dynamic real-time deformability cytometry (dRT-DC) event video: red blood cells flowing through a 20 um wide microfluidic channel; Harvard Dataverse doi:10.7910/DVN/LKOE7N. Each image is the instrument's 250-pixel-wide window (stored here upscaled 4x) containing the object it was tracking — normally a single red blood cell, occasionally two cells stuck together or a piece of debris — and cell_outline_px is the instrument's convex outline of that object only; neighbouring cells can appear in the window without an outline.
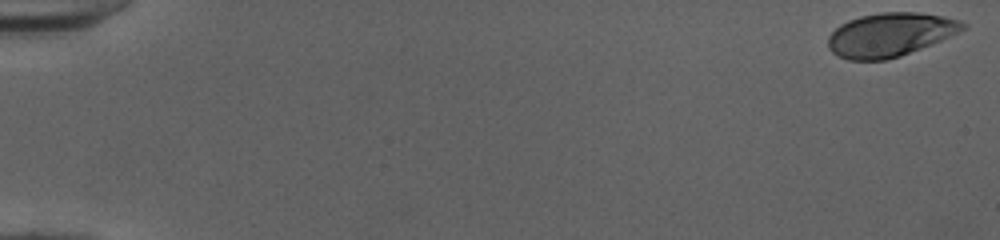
{"species": "human", "species_latin": "Homo sapiens", "temperature_condition": "cold", "stored_images_in_passage": 52, "camera_frame_rate_fps": 3000, "um_per_image_px": 0.085, "donor": {"sex": "female"}, "frame": {"image": 1, "passage_image": 1, "time_ms": 0.0, "image_size_px": [1000, 240], "cell_outline_px": [[968, 24], [964, 28], [940, 40], [900, 56], [888, 60], [848, 60], [832, 52], [828, 48], [828, 36], [840, 24], [848, 20], [860, 16], [884, 12], [916, 12], [940, 16], [956, 20]], "centroid_in_image_um": [75.59, 2.95], "position_along_channel_um": 9.4, "area_um2": 33.76}}
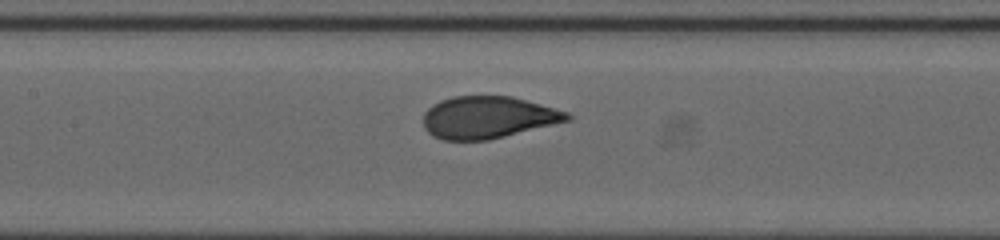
{"frame": {"image": 2, "passage_image": 26, "time_ms": 8.333, "image_size_px": [1000, 240], "cell_outline_px": [[572, 120], [488, 140], [444, 140], [432, 136], [424, 128], [424, 112], [432, 104], [440, 100], [452, 96], [512, 96], [568, 112], [572, 116]], "centroid_in_image_um": [41.47, 9.97], "position_along_channel_um": 165.9, "area_um2": 35.37}}
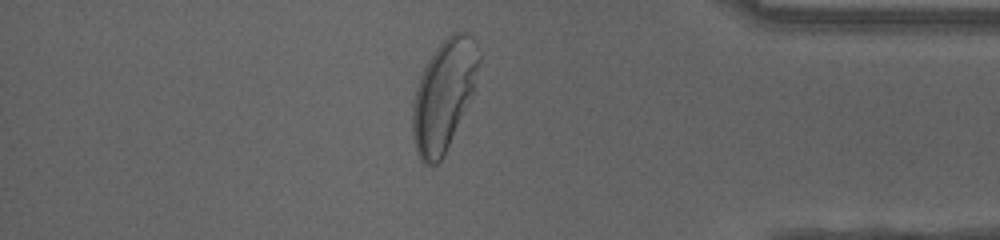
{"frame": {"image": 3, "passage_image": 45, "time_ms": 14.667, "image_size_px": [1000, 240], "cell_outline_px": [[480, 60], [472, 92], [444, 156], [436, 164], [424, 164], [420, 160], [416, 152], [412, 132], [412, 104], [416, 88], [420, 76], [428, 60], [436, 48], [452, 32], [468, 32], [472, 36], [476, 44], [480, 56]], "centroid_in_image_um": [37.69, 8.09], "position_along_channel_um": 397.5, "area_um2": 42.14}, "authors_computed_cell_mechanics": {"area_um2": 35.6626, "velocity_mm_per_s": 4.0006, "shape_relaxation_time_tau1_ms": 2.3805, "shape_relaxation_time_tau2_ms": null, "deformation_change_tau1": 0.1689, "deformation_change_tau2": null}}